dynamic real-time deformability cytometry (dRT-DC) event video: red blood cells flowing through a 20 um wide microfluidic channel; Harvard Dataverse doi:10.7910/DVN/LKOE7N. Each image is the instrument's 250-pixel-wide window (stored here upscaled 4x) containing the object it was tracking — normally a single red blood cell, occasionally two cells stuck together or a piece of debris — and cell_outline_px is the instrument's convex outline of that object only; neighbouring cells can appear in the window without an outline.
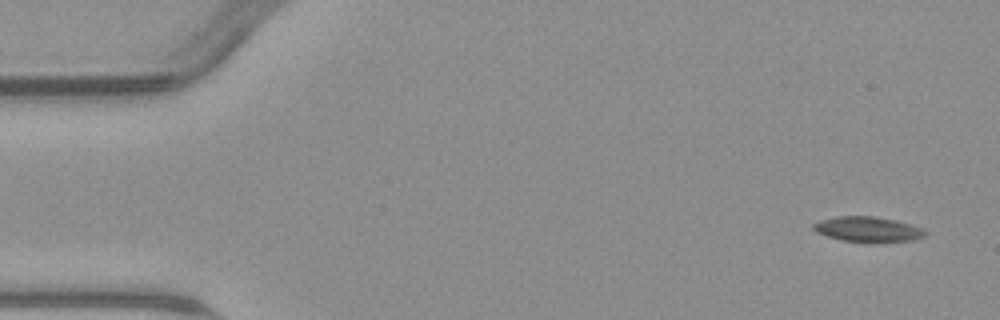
{"species": "common noctule bat (a hibernating species)", "species_latin": "Nyctalus noctula", "temperature_condition": "warm", "stored_images_in_passage": 4, "camera_frame_rate_fps": 3000, "um_per_image_px": 0.085, "animal": {"sex": "male", "body_mass_g": 23.1, "forearm_length_mm": 52.7}, "frame": {"image": 1, "passage_image": 1, "time_ms": 0.0, "image_size_px": [1000, 320], "cell_outline_px": [[928, 232], [924, 236], [912, 240], [840, 240], [816, 232], [812, 228], [812, 224], [820, 220], [836, 216], [876, 216], [896, 220], [920, 228]], "centroid_in_image_um": [73.7, 19.44], "position_along_channel_um": 11.3, "area_um2": 15.72}}
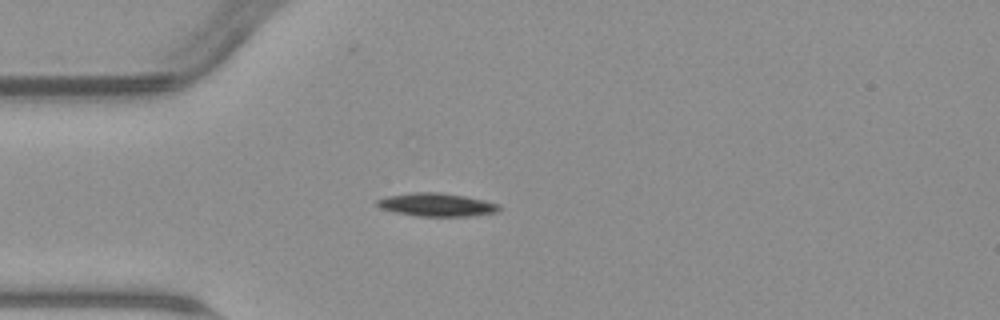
{"frame": {"image": 2, "passage_image": 4, "time_ms": 4.0, "image_size_px": [1000, 320], "cell_outline_px": [[504, 208], [496, 212], [472, 216], [420, 216], [396, 212], [380, 208], [376, 204], [376, 200], [388, 196], [412, 192], [440, 192], [464, 196], [484, 200], [500, 204]], "centroid_in_image_um": [37.16, 17.4], "position_along_channel_um": 47.8, "area_um2": 16.53}}